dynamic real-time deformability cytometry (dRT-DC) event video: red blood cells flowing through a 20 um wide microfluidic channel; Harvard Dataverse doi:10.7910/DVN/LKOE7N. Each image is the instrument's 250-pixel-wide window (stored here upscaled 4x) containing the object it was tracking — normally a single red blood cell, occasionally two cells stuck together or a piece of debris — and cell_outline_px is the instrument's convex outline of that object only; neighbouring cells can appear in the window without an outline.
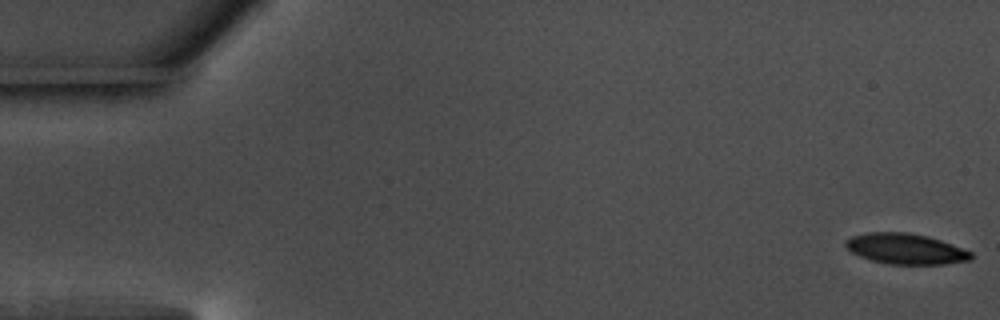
{"species": "common noctule bat (a hibernating species)", "species_latin": "Nyctalus noctula", "temperature_condition": "warm", "stored_images_in_passage": 56, "camera_frame_rate_fps": 3000, "um_per_image_px": 0.085, "animal": {"sex": "male", "body_mass_g": 17.5, "forearm_length_mm": 52.3}, "frame": {"image": 1, "passage_image": 1, "time_ms": 0.0, "image_size_px": [1000, 320], "cell_outline_px": [[972, 260], [944, 264], [888, 264], [872, 260], [860, 256], [852, 252], [844, 244], [844, 240], [852, 236], [868, 232], [908, 232], [928, 236], [940, 240], [972, 252]], "centroid_in_image_um": [76.97, 21.14], "position_along_channel_um": 8.0, "area_um2": 22.31}}
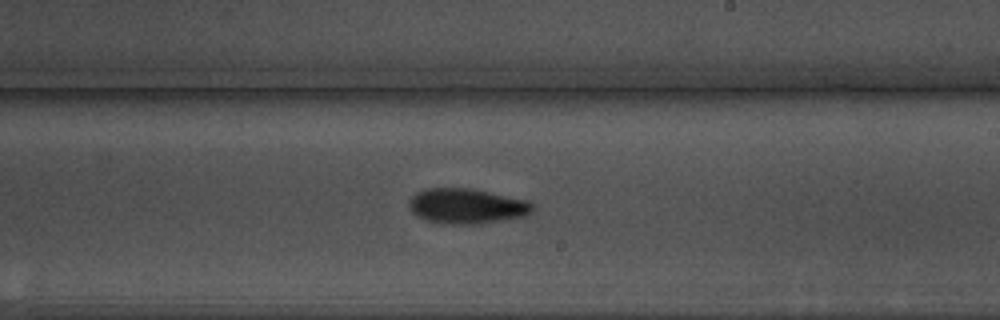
{"frame": {"image": 2, "passage_image": 33, "time_ms": 10.667, "image_size_px": [1000, 320], "cell_outline_px": [[532, 212], [524, 216], [504, 220], [476, 224], [444, 224], [424, 220], [416, 216], [412, 212], [408, 204], [412, 196], [416, 192], [428, 188], [468, 188], [528, 200], [532, 204]], "centroid_in_image_um": [39.64, 17.53], "position_along_channel_um": 249.4, "area_um2": 25.32}}
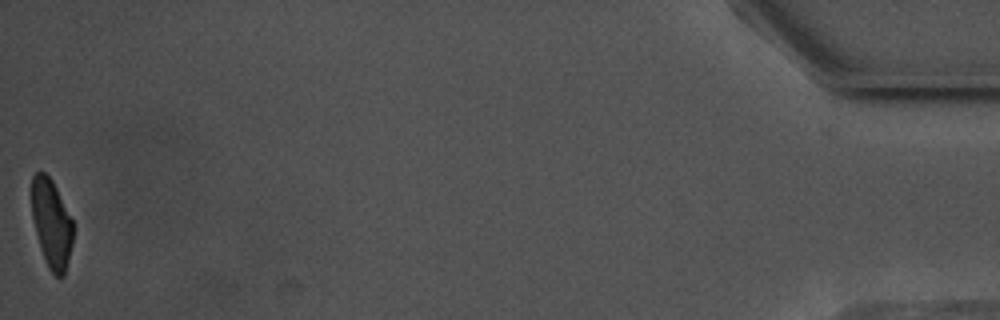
{"frame": {"image": 3, "passage_image": 56, "time_ms": 18.333, "image_size_px": [1000, 320], "cell_outline_px": [[72, 244], [64, 276], [56, 276], [48, 268], [40, 248], [32, 216], [32, 176], [36, 172], [44, 172], [52, 180], [72, 220]], "centroid_in_image_um": [4.37, 19.0], "position_along_channel_um": 430.8, "area_um2": 20.98}, "authors_computed_cell_mechanics": {"area_um2": 23.8714, "velocity_mm_per_s": 3.669, "shape_relaxation_time_tau1_ms": 3.7975, "shape_relaxation_time_tau2_ms": 5.8601, "deformation_change_tau1": 0.1421, "deformation_change_tau2": 0.1329}}